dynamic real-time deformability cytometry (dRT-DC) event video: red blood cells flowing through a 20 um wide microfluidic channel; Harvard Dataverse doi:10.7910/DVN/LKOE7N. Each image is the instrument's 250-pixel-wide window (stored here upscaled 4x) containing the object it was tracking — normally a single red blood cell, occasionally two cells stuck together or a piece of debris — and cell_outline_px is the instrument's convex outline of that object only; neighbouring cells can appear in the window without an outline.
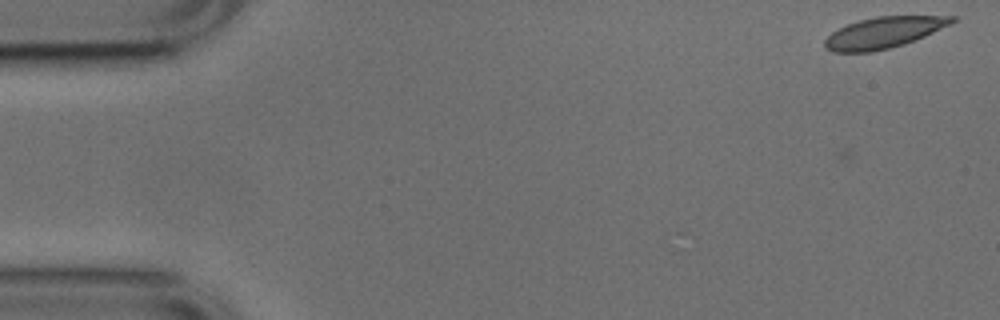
{"species": "common noctule bat (a hibernating species)", "species_latin": "Nyctalus noctula", "temperature_condition": "cold", "stored_images_in_passage": 3, "camera_frame_rate_fps": 3000, "um_per_image_px": 0.085, "animal": {"sex": "male", "body_mass_g": 17.9, "forearm_length_mm": 54.2}, "frame": {"image": 1, "passage_image": 1, "time_ms": 0.0, "image_size_px": [1000, 320], "cell_outline_px": [[956, 20], [952, 24], [924, 36], [904, 44], [872, 52], [832, 52], [824, 48], [824, 40], [832, 32], [848, 24], [860, 20], [876, 16], [956, 16]], "centroid_in_image_um": [75.11, 2.77], "position_along_channel_um": 9.9, "area_um2": 22.95}}